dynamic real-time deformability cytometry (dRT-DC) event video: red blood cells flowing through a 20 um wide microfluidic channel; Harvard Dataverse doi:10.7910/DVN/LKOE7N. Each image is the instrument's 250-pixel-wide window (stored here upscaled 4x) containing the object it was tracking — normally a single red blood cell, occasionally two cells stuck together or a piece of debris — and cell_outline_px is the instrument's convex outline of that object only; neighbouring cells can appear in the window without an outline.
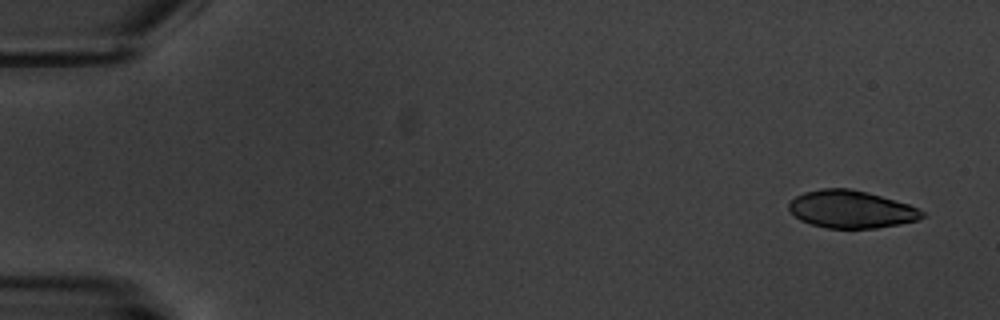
{"species": "common noctule bat (a hibernating species)", "species_latin": "Nyctalus noctula", "temperature_condition": "warm", "stored_images_in_passage": 10, "camera_frame_rate_fps": 3000, "um_per_image_px": 0.085, "animal": {"sex": "male", "body_mass_g": 20.1, "forearm_length_mm": 53.5}, "frame": {"image": 1, "passage_image": 1, "time_ms": 0.0, "image_size_px": [1000, 320], "cell_outline_px": [[924, 216], [916, 220], [900, 224], [876, 228], [828, 228], [812, 224], [800, 220], [788, 208], [788, 204], [796, 196], [804, 192], [820, 188], [848, 188], [868, 192], [908, 204], [924, 212]], "centroid_in_image_um": [72.33, 17.78], "position_along_channel_um": 12.7, "area_um2": 28.96}}